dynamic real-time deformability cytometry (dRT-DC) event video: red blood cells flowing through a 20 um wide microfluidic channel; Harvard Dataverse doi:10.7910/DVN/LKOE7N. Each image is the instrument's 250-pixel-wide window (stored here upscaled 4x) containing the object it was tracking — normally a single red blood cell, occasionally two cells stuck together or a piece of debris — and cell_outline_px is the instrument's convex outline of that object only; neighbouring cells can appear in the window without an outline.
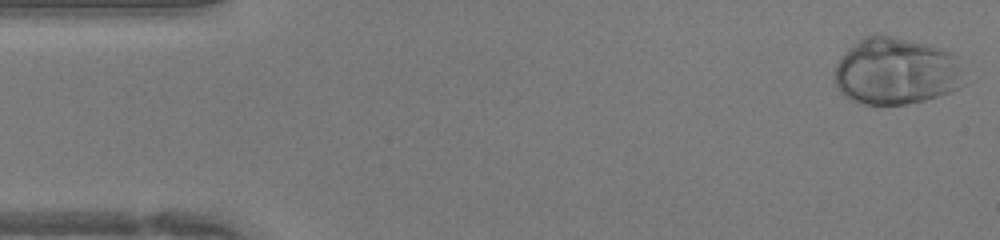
{"species": "human", "species_latin": "Homo sapiens", "temperature_condition": "warm", "stored_images_in_passage": 44, "camera_frame_rate_fps": 3000, "um_per_image_px": 0.085, "donor": {"sex": "female"}, "frame": {"image": 1, "passage_image": 1, "time_ms": 0.0, "image_size_px": [1000, 240], "cell_outline_px": [[964, 84], [960, 88], [924, 100], [904, 104], [864, 104], [852, 100], [844, 96], [836, 88], [836, 64], [844, 52], [852, 44], [864, 36], [872, 32], [880, 32], [928, 44], [952, 52], [956, 56]], "centroid_in_image_um": [76.13, 6.01], "position_along_channel_um": 8.9, "area_um2": 51.04}}
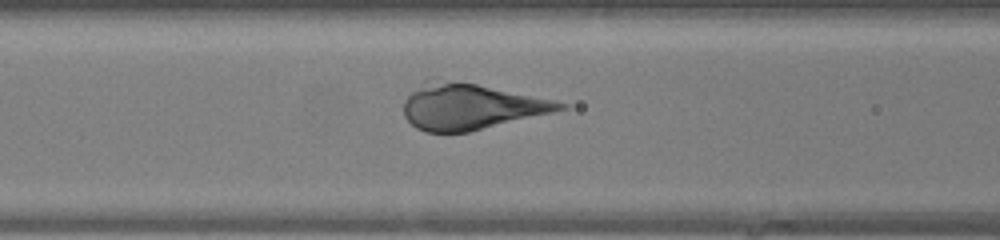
{"frame": {"image": 2, "passage_image": 17, "time_ms": 5.333, "image_size_px": [1000, 240], "cell_outline_px": [[568, 108], [552, 112], [468, 132], [424, 132], [416, 128], [404, 116], [404, 100], [428, 76], [476, 84], [552, 100], [568, 104]], "centroid_in_image_um": [39.92, 9.04], "position_along_channel_um": 126.7, "area_um2": 41.5}}
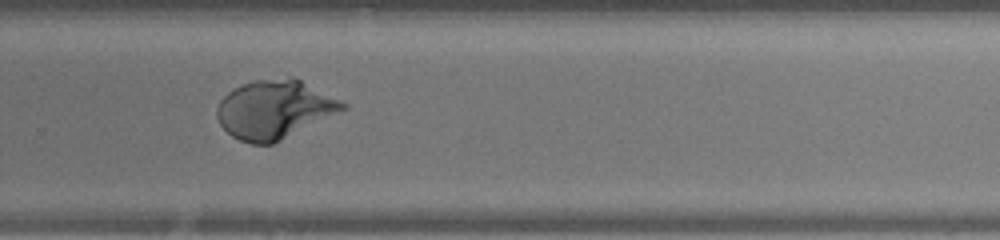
{"frame": {"image": 3, "passage_image": 29, "time_ms": 9.333, "image_size_px": [1000, 240], "cell_outline_px": [[348, 108], [272, 144], [252, 144], [240, 140], [232, 136], [220, 124], [216, 116], [216, 108], [220, 100], [228, 92], [252, 80], [292, 76], [348, 104]], "centroid_in_image_um": [23.32, 9.29], "position_along_channel_um": 306.5, "area_um2": 42.6}}